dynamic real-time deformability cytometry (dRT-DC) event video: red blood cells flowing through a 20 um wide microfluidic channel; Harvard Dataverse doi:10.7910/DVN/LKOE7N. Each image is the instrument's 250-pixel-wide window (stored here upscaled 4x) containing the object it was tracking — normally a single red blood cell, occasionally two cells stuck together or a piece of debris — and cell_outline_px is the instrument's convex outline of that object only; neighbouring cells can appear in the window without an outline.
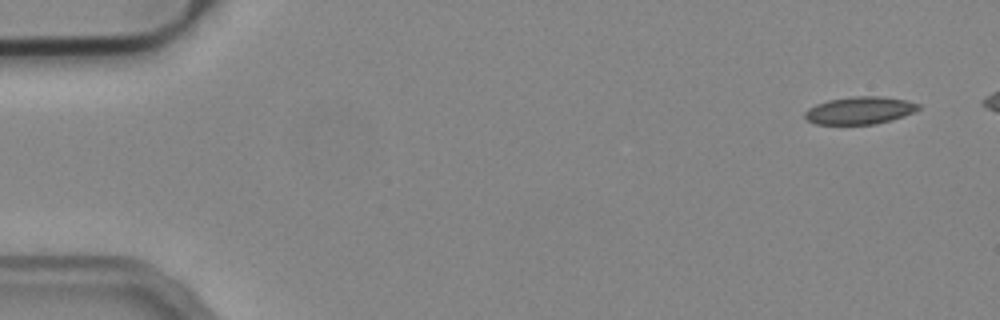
{"species": "common noctule bat (a hibernating species)", "species_latin": "Nyctalus noctula", "temperature_condition": "cold", "stored_images_in_passage": 46, "camera_frame_rate_fps": 3000, "um_per_image_px": 0.085, "animal": {"sex": "male", "body_mass_g": 19.2, "forearm_length_mm": 51.8}, "frame": {"image": 1, "passage_image": 1, "time_ms": 0.0, "image_size_px": [1000, 320], "cell_outline_px": [[920, 108], [904, 116], [892, 120], [876, 124], [816, 124], [808, 120], [804, 116], [804, 112], [808, 108], [816, 104], [828, 100], [852, 96], [880, 96], [904, 100], [920, 104]], "centroid_in_image_um": [73.06, 9.38], "position_along_channel_um": 11.9, "area_um2": 18.15}}
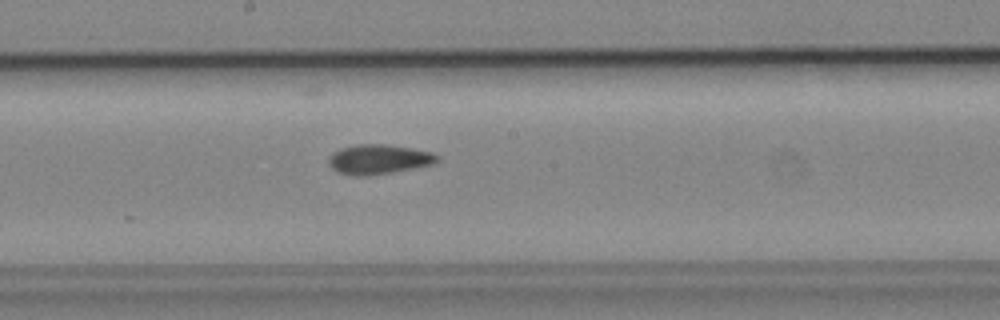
{"frame": {"image": 2, "passage_image": 27, "time_ms": 8.667, "image_size_px": [1000, 320], "cell_outline_px": [[440, 160], [436, 164], [392, 172], [368, 176], [356, 176], [336, 172], [328, 164], [328, 156], [332, 152], [340, 148], [360, 144], [384, 144], [412, 148], [432, 152], [440, 156]], "centroid_in_image_um": [32.2, 13.54], "position_along_channel_um": 216.0, "area_um2": 19.07}}
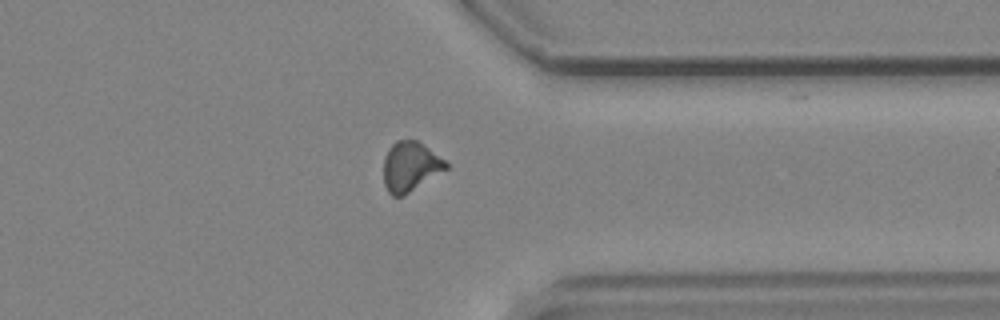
{"frame": {"image": 3, "passage_image": 40, "time_ms": 13.0, "image_size_px": [1000, 320], "cell_outline_px": [[452, 164], [448, 168], [404, 196], [392, 196], [388, 192], [384, 184], [384, 156], [388, 148], [396, 140], [416, 140]], "centroid_in_image_um": [34.89, 14.16], "position_along_channel_um": 376.5, "area_um2": 18.21}}